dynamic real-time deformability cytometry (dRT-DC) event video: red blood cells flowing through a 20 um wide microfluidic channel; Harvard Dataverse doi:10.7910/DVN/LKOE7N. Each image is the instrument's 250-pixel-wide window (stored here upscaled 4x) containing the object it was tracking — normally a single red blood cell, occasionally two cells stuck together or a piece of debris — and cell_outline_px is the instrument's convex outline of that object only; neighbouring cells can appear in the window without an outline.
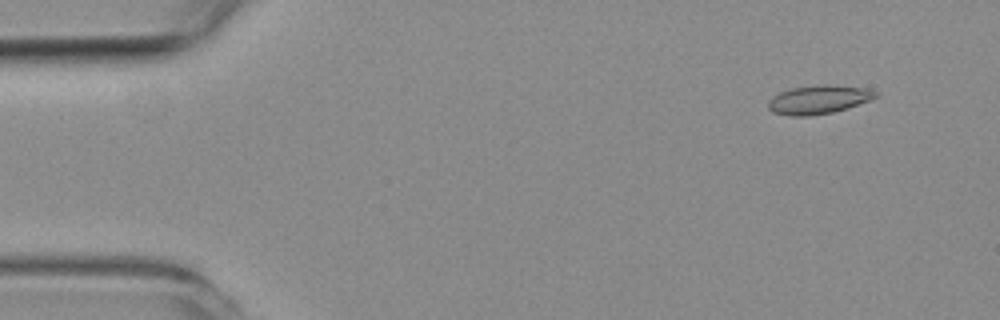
{"species": "common noctule bat (a hibernating species)", "species_latin": "Nyctalus noctula", "temperature_condition": "room temperature", "stored_images_in_passage": 53, "camera_frame_rate_fps": 3000, "um_per_image_px": 0.085, "animal": {"sex": "female", "body_mass_g": 19.3, "forearm_length_mm": 54.1}, "frame": {"image": 1, "passage_image": 5, "time_ms": 1.333, "image_size_px": [1000, 320], "cell_outline_px": [[880, 96], [848, 108], [832, 112], [808, 116], [788, 116], [772, 112], [768, 108], [768, 100], [780, 92], [792, 88], [864, 88], [876, 92]], "centroid_in_image_um": [69.51, 8.54], "position_along_channel_um": 15.5, "area_um2": 16.76}}
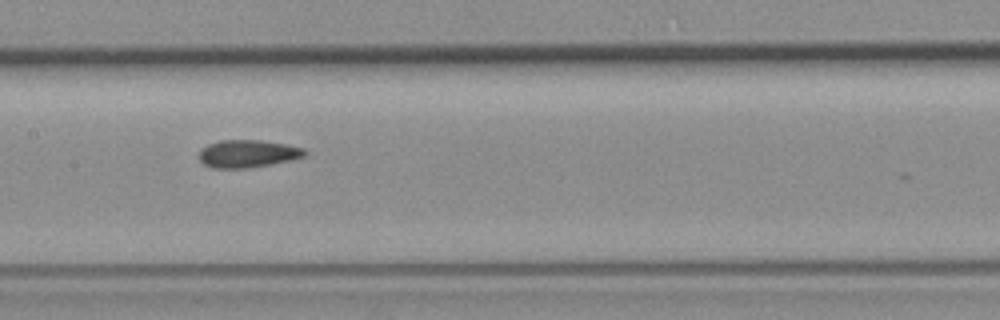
{"frame": {"image": 2, "passage_image": 27, "time_ms": 8.667, "image_size_px": [1000, 320], "cell_outline_px": [[308, 152], [304, 156], [292, 160], [248, 168], [212, 168], [204, 164], [196, 156], [200, 148], [208, 144], [220, 140], [260, 140], [284, 144], [304, 148]], "centroid_in_image_um": [21.01, 13.06], "position_along_channel_um": 186.4, "area_um2": 17.17}}
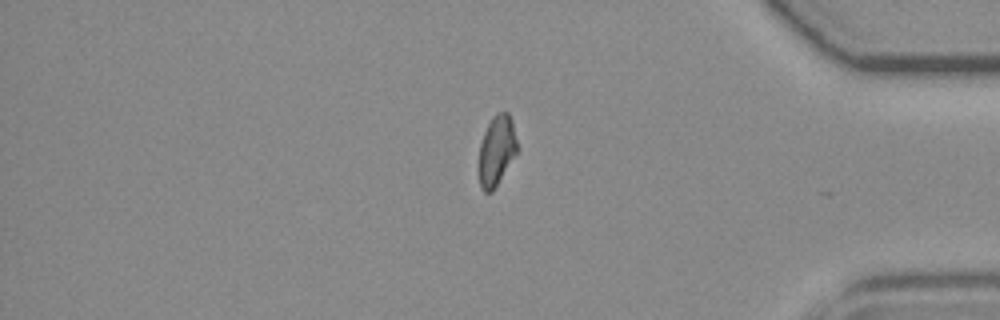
{"frame": {"image": 3, "passage_image": 46, "time_ms": 15.0, "image_size_px": [1000, 320], "cell_outline_px": [[520, 148], [492, 192], [484, 192], [480, 188], [480, 144], [484, 132], [492, 116], [500, 112], [508, 112], [512, 120]], "centroid_in_image_um": [42.25, 12.77], "position_along_channel_um": 392.9, "area_um2": 15.66}, "authors_computed_cell_mechanics": {"area_um2": 17.051, "velocity_mm_per_s": 3.7359, "shape_relaxation_time_tau1_ms": null, "shape_relaxation_time_tau2_ms": 2.9305, "deformation_change_tau1": null, "deformation_change_tau2": 0.0709}}